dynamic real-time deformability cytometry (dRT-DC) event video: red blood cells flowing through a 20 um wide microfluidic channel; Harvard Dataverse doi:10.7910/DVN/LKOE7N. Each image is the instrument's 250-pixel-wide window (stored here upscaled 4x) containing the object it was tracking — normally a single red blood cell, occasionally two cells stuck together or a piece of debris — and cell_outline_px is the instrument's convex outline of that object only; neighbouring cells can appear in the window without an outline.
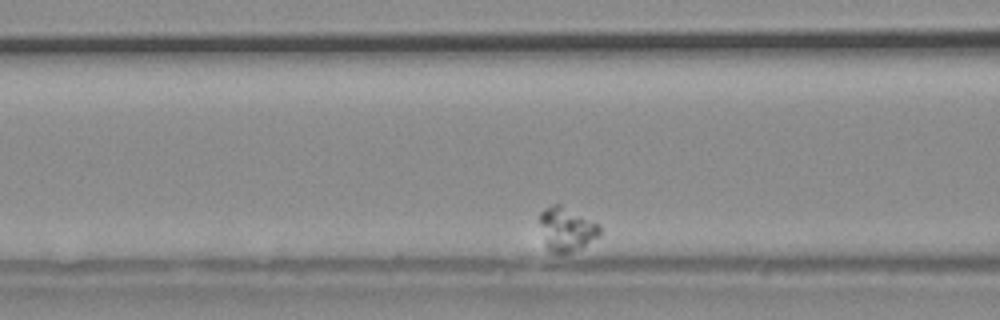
{"species": "common noctule bat (a hibernating species)", "species_latin": "Nyctalus noctula", "temperature_condition": "warm", "stored_images_in_passage": 19, "camera_frame_rate_fps": 3000, "um_per_image_px": 0.085, "animal": {"sex": "male", "body_mass_g": 20.4}, "frame": {"image": 1, "passage_image": 4, "time_ms": 1.0, "image_size_px": [1000, 320], "cell_outline_px": [[600, 232], [596, 236], [584, 244], [568, 252], [552, 252], [544, 248], [540, 220], [540, 212], [544, 208], [552, 204], [560, 204], [600, 224]], "centroid_in_image_um": [48.09, 19.44], "position_along_channel_um": 118.5, "area_um2": 14.97}}
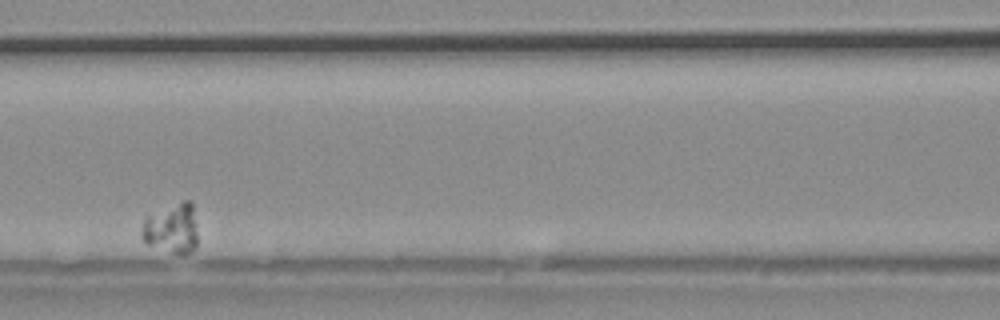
{"frame": {"image": 2, "passage_image": 6, "time_ms": 1.667, "image_size_px": [1000, 320], "cell_outline_px": [[196, 248], [188, 256], [180, 256], [144, 244], [140, 236], [140, 228], [144, 220], [148, 216], [184, 200], [188, 200], [192, 204], [196, 232]], "centroid_in_image_um": [14.57, 19.51], "position_along_channel_um": 152.0, "area_um2": 16.53}}